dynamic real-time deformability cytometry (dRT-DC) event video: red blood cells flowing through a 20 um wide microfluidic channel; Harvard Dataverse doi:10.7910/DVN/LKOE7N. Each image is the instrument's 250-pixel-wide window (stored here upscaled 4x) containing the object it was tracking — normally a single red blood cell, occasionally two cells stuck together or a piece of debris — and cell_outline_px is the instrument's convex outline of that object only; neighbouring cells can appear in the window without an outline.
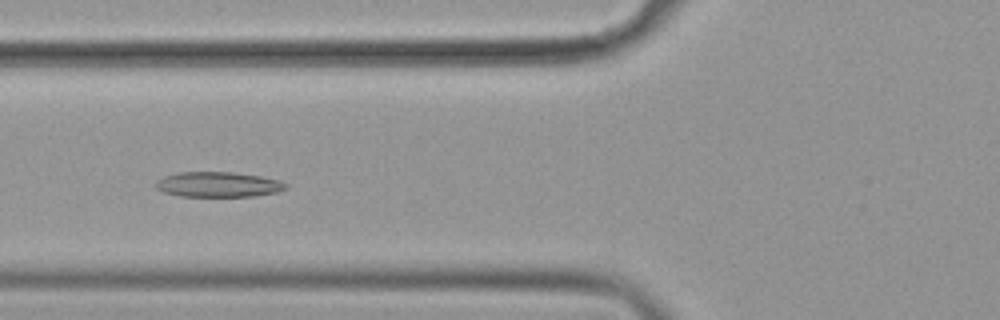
{"species": "common noctule bat (a hibernating species)", "species_latin": "Nyctalus noctula", "temperature_condition": "cold", "stored_images_in_passage": 55, "camera_frame_rate_fps": 3000, "um_per_image_px": 0.085, "animal": {"sex": "female", "body_mass_g": 19.9}, "frame": {"image": 1, "passage_image": 21, "time_ms": 6.667, "image_size_px": [1000, 320], "cell_outline_px": [[288, 188], [280, 192], [252, 196], [180, 196], [164, 192], [156, 188], [156, 180], [164, 176], [180, 172], [232, 172], [260, 176], [280, 180], [288, 184]], "centroid_in_image_um": [18.59, 15.68], "position_along_channel_um": 107.2, "area_um2": 19.13}}
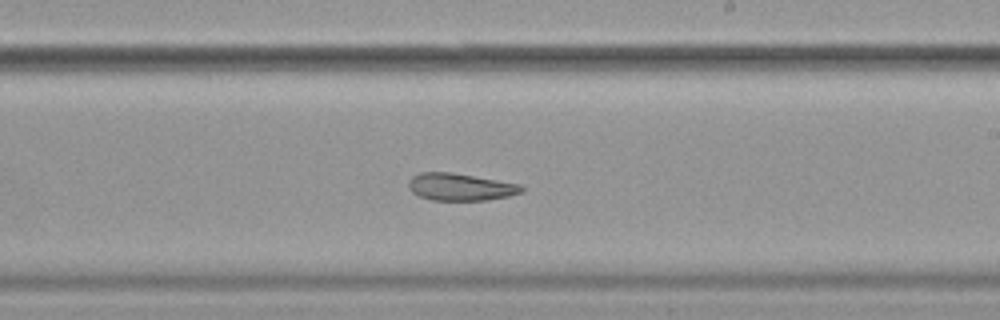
{"frame": {"image": 2, "passage_image": 33, "time_ms": 10.667, "image_size_px": [1000, 320], "cell_outline_px": [[524, 192], [508, 196], [488, 200], [432, 200], [420, 196], [412, 192], [408, 188], [408, 180], [412, 176], [420, 172], [448, 172], [520, 184], [524, 188]], "centroid_in_image_um": [39.11, 15.89], "position_along_channel_um": 249.9, "area_um2": 17.86}}
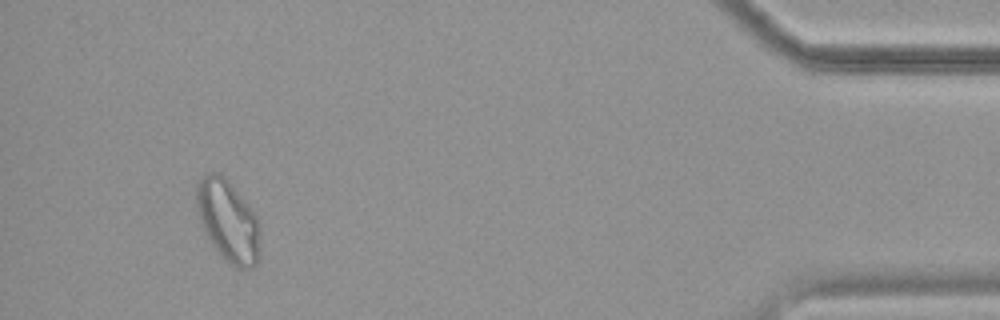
{"frame": {"image": 3, "passage_image": 52, "time_ms": 17.0, "image_size_px": [1000, 320], "cell_outline_px": [[260, 256], [256, 264], [252, 268], [236, 268], [228, 264], [212, 244], [204, 232], [200, 224], [196, 204], [196, 184], [204, 176], [212, 172], [220, 172], [228, 180], [248, 204], [256, 216], [260, 224]], "centroid_in_image_um": [19.4, 18.8], "position_along_channel_um": 415.8, "area_um2": 30.63}, "authors_computed_cell_mechanics": {"area_um2": 21.5016, "velocity_mm_per_s": 3.5751, "shape_relaxation_time_tau1_ms": null, "shape_relaxation_time_tau2_ms": 4.6844, "deformation_change_tau1": null, "deformation_change_tau2": 0.1063}}